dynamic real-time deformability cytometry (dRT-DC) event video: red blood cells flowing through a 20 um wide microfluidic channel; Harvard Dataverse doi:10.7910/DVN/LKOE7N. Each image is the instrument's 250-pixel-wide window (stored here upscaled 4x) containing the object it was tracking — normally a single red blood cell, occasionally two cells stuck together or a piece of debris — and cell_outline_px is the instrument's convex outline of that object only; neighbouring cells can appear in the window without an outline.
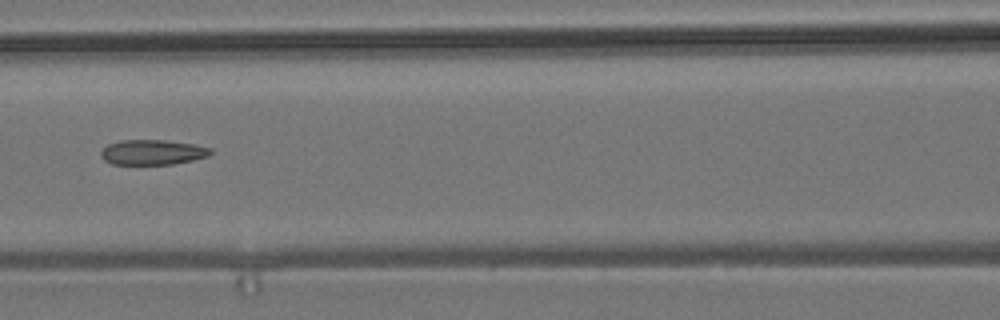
{"species": "common noctule bat (a hibernating species)", "species_latin": "Nyctalus noctula", "temperature_condition": "room temperature", "stored_images_in_passage": 6, "camera_frame_rate_fps": 3000, "um_per_image_px": 0.085, "animal": {"sex": "male", "body_mass_g": 19.2, "forearm_length_mm": 51.8}, "frame": {"image": 1, "passage_image": 6, "time_ms": 6.667, "image_size_px": [1000, 320], "cell_outline_px": [[212, 152], [208, 156], [192, 160], [172, 164], [112, 164], [104, 160], [100, 156], [100, 152], [108, 144], [120, 140], [164, 140], [196, 144], [212, 148]], "centroid_in_image_um": [12.97, 12.93], "position_along_channel_um": 153.6, "area_um2": 16.07}}